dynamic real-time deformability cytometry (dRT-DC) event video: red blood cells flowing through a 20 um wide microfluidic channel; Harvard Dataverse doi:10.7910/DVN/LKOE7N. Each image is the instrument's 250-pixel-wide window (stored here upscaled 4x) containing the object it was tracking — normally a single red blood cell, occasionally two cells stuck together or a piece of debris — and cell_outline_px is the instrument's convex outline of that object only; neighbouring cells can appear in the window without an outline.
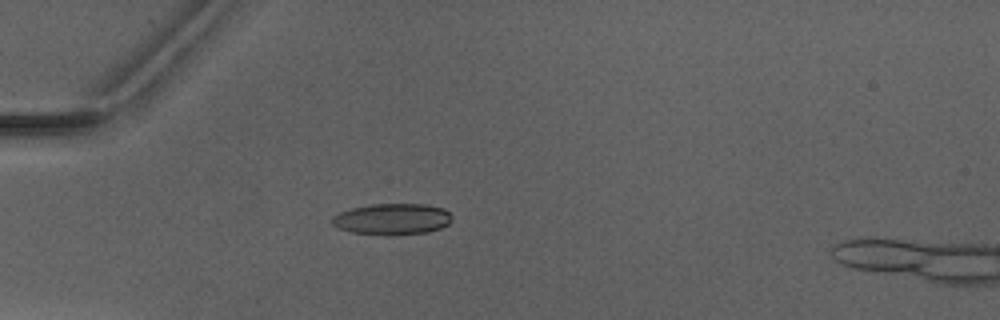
{"species": "Egyptian fruit bat (a non-hibernating species)", "species_latin": "Rousettus aegyptiacus", "temperature_condition": "warm", "stored_images_in_passage": 6, "camera_frame_rate_fps": 3000, "um_per_image_px": 0.085, "animal": {"sex": "male"}, "frame": {"image": 1, "passage_image": 5, "time_ms": 4.667, "image_size_px": [1000, 320], "cell_outline_px": [[452, 220], [448, 224], [440, 228], [428, 232], [384, 236], [352, 232], [340, 228], [332, 224], [332, 216], [340, 212], [352, 208], [372, 204], [424, 204], [444, 208], [452, 216]], "centroid_in_image_um": [33.35, 18.63], "position_along_channel_um": 51.6, "area_um2": 21.91}}